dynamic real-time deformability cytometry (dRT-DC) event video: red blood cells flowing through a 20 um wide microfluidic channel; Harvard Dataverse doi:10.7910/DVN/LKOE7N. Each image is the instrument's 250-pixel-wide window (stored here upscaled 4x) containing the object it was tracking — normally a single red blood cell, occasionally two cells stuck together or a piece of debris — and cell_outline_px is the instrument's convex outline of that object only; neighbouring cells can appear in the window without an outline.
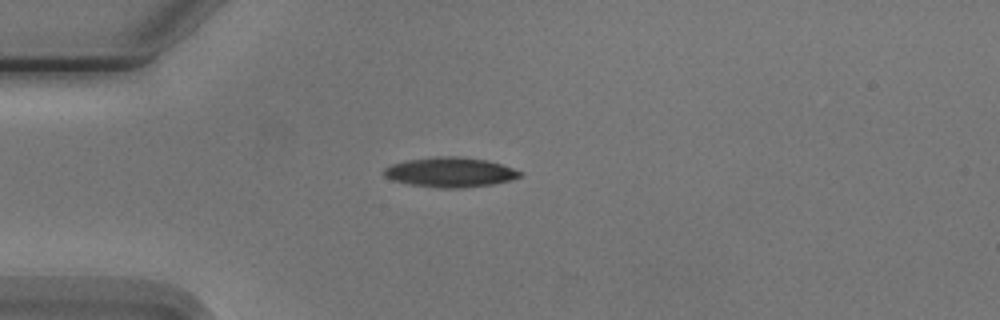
{"species": "Egyptian fruit bat (a non-hibernating species)", "species_latin": "Rousettus aegyptiacus", "temperature_condition": "cold", "stored_images_in_passage": 5, "camera_frame_rate_fps": 3000, "um_per_image_px": 0.085, "animal": {"sex": "male"}, "frame": {"image": 1, "passage_image": 3, "time_ms": 2.333, "image_size_px": [1000, 320], "cell_outline_px": [[524, 172], [520, 176], [512, 180], [492, 184], [460, 188], [436, 188], [408, 184], [392, 180], [384, 176], [384, 168], [392, 164], [404, 160], [432, 156], [460, 156], [488, 160]], "centroid_in_image_um": [38.24, 14.63], "position_along_channel_um": 46.8, "area_um2": 23.87}}